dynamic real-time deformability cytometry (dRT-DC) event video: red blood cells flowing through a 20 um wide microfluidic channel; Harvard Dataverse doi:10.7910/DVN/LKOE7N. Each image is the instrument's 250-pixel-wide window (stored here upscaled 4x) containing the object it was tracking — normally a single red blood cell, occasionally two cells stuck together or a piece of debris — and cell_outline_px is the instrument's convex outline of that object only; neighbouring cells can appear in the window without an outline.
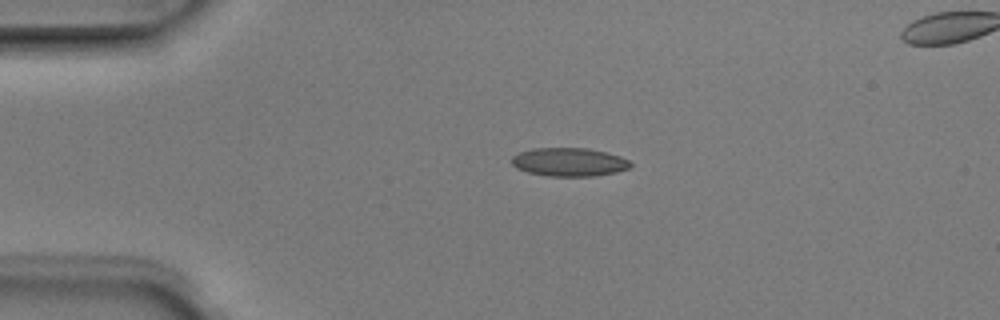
{"species": "Egyptian fruit bat (a non-hibernating species)", "species_latin": "Rousettus aegyptiacus", "temperature_condition": "room temperature", "stored_images_in_passage": 3, "segment_of_instrument_passage": [1, 2], "camera_frame_rate_fps": 3000, "um_per_image_px": 0.085, "animal": {"sex": "male"}, "frame": {"image": 1, "passage_image": 1, "time_ms": 0.0, "image_size_px": [1000, 320], "cell_outline_px": [[632, 164], [628, 168], [616, 172], [592, 176], [548, 176], [528, 172], [516, 168], [512, 164], [512, 156], [520, 152], [532, 148], [588, 148], [620, 156], [628, 160]], "centroid_in_image_um": [48.35, 13.77], "position_along_channel_um": 36.6, "area_um2": 19.59}}